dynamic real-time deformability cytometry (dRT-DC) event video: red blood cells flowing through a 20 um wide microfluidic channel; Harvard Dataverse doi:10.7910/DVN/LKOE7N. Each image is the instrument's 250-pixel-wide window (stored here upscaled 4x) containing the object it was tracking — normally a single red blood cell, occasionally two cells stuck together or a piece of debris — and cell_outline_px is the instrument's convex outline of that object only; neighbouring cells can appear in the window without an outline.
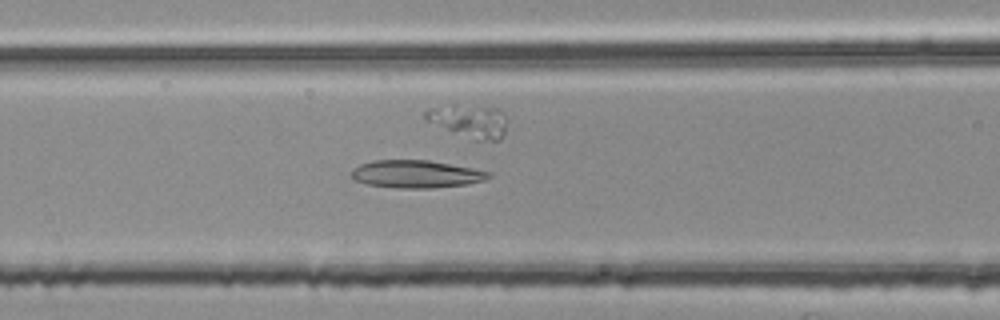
{"species": "common noctule bat (a hibernating species)", "species_latin": "Nyctalus noctula", "temperature_condition": "room temperature", "stored_images_in_passage": 11, "camera_frame_rate_fps": 3000, "um_per_image_px": 0.085, "animal": {"sex": "female", "body_mass_g": 25.1}, "frame": {"image": 1, "passage_image": 11, "time_ms": 3.333, "image_size_px": [1000, 320], "cell_outline_px": [[492, 176], [484, 180], [464, 184], [432, 188], [400, 188], [368, 184], [356, 180], [348, 172], [352, 168], [360, 164], [372, 160], [428, 160], [472, 168], [492, 172]], "centroid_in_image_um": [35.35, 14.78], "position_along_channel_um": 131.3, "area_um2": 22.02}}